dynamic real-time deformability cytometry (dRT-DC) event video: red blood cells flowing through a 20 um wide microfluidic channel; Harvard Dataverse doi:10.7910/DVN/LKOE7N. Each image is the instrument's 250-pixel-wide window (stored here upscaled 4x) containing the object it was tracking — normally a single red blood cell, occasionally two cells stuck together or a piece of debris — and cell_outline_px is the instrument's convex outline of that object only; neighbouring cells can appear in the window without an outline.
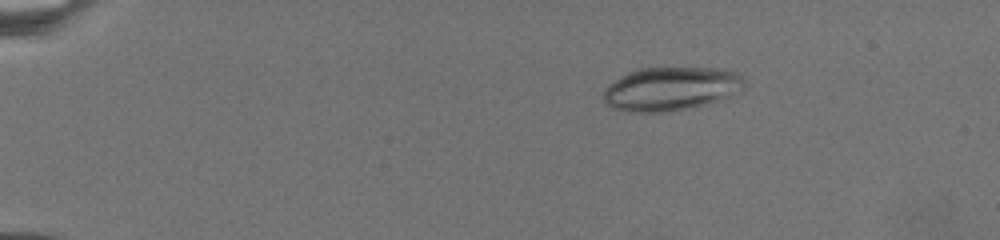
{"species": "common noctule bat (a hibernating species)", "species_latin": "Nyctalus noctula", "temperature_condition": "warm", "stored_images_in_passage": 18, "camera_frame_rate_fps": 3000, "um_per_image_px": 0.085, "animal": {"sex": "female", "body_mass_g": 19.5, "forearm_length_mm": 54.1}, "frame": {"image": 1, "passage_image": 8, "time_ms": 4.333, "image_size_px": [1000, 240], "cell_outline_px": [[744, 88], [740, 92], [728, 100], [664, 112], [628, 112], [612, 108], [604, 100], [604, 88], [608, 84], [620, 76], [628, 72], [640, 68], [724, 68], [736, 72], [744, 76]], "centroid_in_image_um": [57.09, 7.54], "position_along_channel_um": 27.9, "area_um2": 36.41}}